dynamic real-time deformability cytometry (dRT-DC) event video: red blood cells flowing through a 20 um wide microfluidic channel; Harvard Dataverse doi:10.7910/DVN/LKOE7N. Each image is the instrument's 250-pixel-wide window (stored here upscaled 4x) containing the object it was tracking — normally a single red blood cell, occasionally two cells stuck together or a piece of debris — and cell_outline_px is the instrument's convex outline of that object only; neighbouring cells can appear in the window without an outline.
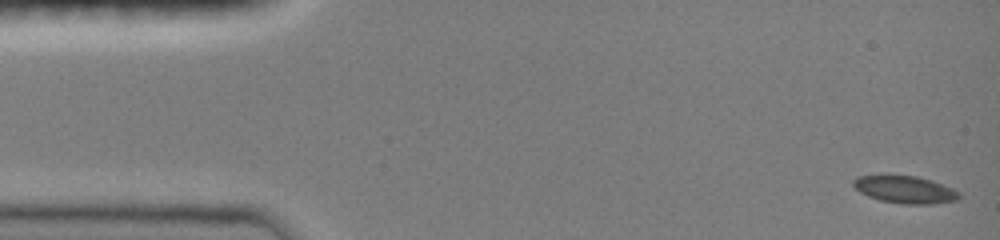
{"species": "common noctule bat (a hibernating species)", "species_latin": "Nyctalus noctula", "temperature_condition": "room temperature", "stored_images_in_passage": 60, "camera_frame_rate_fps": 3000, "um_per_image_px": 0.085, "animal": {"sex": "female", "body_mass_g": 19.0, "forearm_length_mm": 51.5}, "frame": {"image": 1, "passage_image": 1, "time_ms": 0.0, "image_size_px": [1000, 240], "cell_outline_px": [[960, 196], [956, 200], [932, 204], [904, 204], [880, 200], [868, 196], [860, 192], [852, 184], [852, 180], [856, 176], [916, 176], [932, 180], [952, 188], [960, 192]], "centroid_in_image_um": [76.93, 16.12], "position_along_channel_um": 8.1, "area_um2": 16.7}}
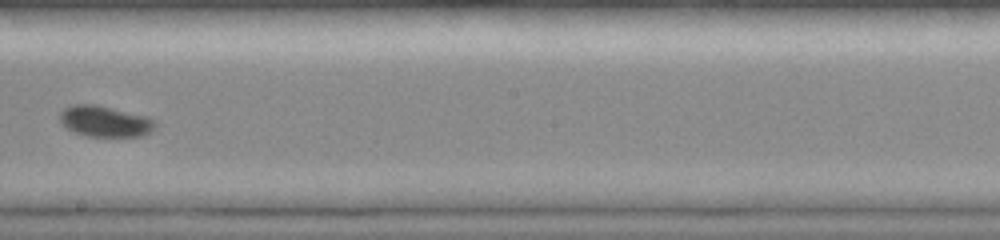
{"frame": {"image": 2, "passage_image": 34, "time_ms": 8.667, "image_size_px": [1000, 240], "cell_outline_px": [[156, 124], [144, 136], [88, 136], [76, 132], [60, 124], [60, 112], [64, 108], [72, 104], [96, 104], [148, 116]], "centroid_in_image_um": [8.89, 10.29], "position_along_channel_um": 239.3, "area_um2": 17.11}}
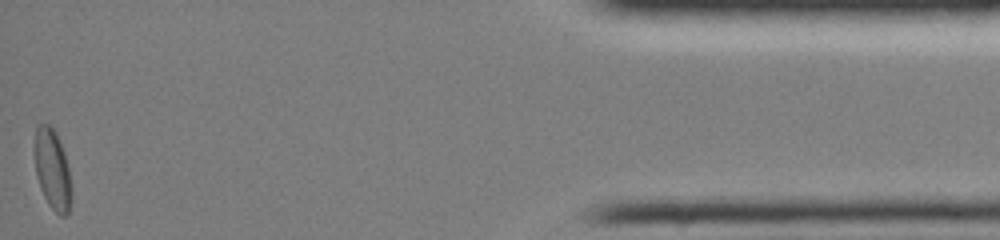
{"frame": {"image": 3, "passage_image": 60, "time_ms": 15.333, "image_size_px": [1000, 240], "cell_outline_px": [[72, 200], [68, 212], [64, 216], [60, 216], [48, 204], [40, 188], [36, 176], [32, 148], [36, 124], [48, 124], [56, 132], [64, 152], [68, 168], [72, 188]], "centroid_in_image_um": [4.42, 14.38], "position_along_channel_um": 430.8, "area_um2": 17.8}, "authors_computed_cell_mechanics": {"area_um2": 16.6464, "velocity_mm_per_s": 4.0285, "shape_relaxation_time_tau1_ms": 8.8907, "shape_relaxation_time_tau2_ms": null, "deformation_change_tau1": 0.1376, "deformation_change_tau2": null}}